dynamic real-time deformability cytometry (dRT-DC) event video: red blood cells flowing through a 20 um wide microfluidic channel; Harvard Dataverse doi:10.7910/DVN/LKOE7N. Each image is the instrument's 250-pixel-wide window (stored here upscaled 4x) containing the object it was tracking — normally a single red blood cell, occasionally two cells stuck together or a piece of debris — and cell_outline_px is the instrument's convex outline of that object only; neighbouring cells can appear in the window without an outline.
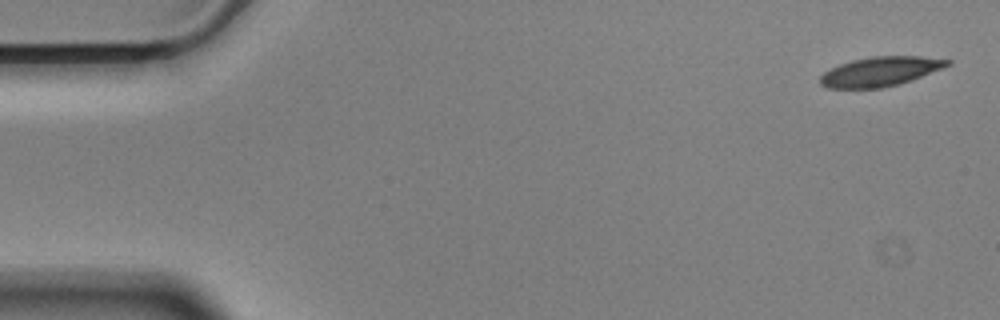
{"species": "Egyptian fruit bat (a non-hibernating species)", "species_latin": "Rousettus aegyptiacus", "temperature_condition": "cold", "stored_images_in_passage": 56, "camera_frame_rate_fps": 3000, "um_per_image_px": 0.085, "animal": {"sex": "male"}, "frame": {"image": 1, "passage_image": 1, "time_ms": 0.0, "image_size_px": [1000, 320], "cell_outline_px": [[952, 64], [912, 80], [900, 84], [880, 88], [828, 88], [820, 84], [820, 76], [824, 72], [840, 64], [852, 60], [872, 56], [920, 56], [952, 60]], "centroid_in_image_um": [74.84, 6.07], "position_along_channel_um": 10.2, "area_um2": 21.79}}
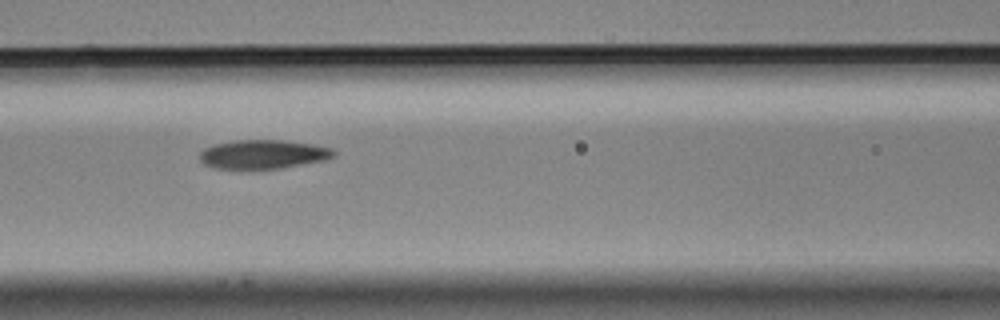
{"frame": {"image": 2, "passage_image": 23, "time_ms": 7.333, "image_size_px": [1000, 320], "cell_outline_px": [[336, 156], [324, 160], [280, 168], [252, 172], [212, 168], [204, 164], [200, 160], [200, 152], [204, 148], [216, 144], [236, 140], [280, 140], [312, 144], [332, 148], [336, 152]], "centroid_in_image_um": [22.32, 13.16], "position_along_channel_um": 144.3, "area_um2": 23.35}}
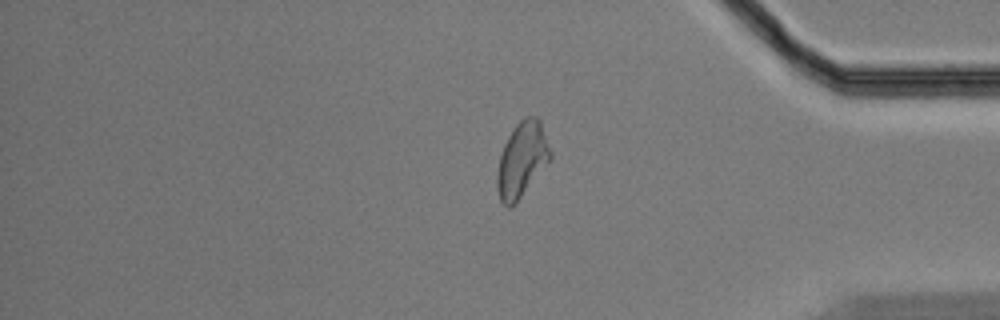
{"frame": {"image": 3, "passage_image": 46, "time_ms": 15.0, "image_size_px": [1000, 320], "cell_outline_px": [[552, 160], [516, 204], [508, 208], [500, 200], [496, 188], [496, 176], [500, 156], [504, 144], [508, 136], [516, 124], [524, 116], [536, 116], [540, 120], [552, 152]], "centroid_in_image_um": [44.38, 13.6], "position_along_channel_um": 390.8, "area_um2": 23.76}, "authors_computed_cell_mechanics": {"area_um2": 22.9755, "velocity_mm_per_s": 3.5155, "shape_relaxation_time_tau1_ms": 6.2702, "shape_relaxation_time_tau2_ms": 3.7674, "deformation_change_tau1": 0.178, "deformation_change_tau2": 0.1065}}